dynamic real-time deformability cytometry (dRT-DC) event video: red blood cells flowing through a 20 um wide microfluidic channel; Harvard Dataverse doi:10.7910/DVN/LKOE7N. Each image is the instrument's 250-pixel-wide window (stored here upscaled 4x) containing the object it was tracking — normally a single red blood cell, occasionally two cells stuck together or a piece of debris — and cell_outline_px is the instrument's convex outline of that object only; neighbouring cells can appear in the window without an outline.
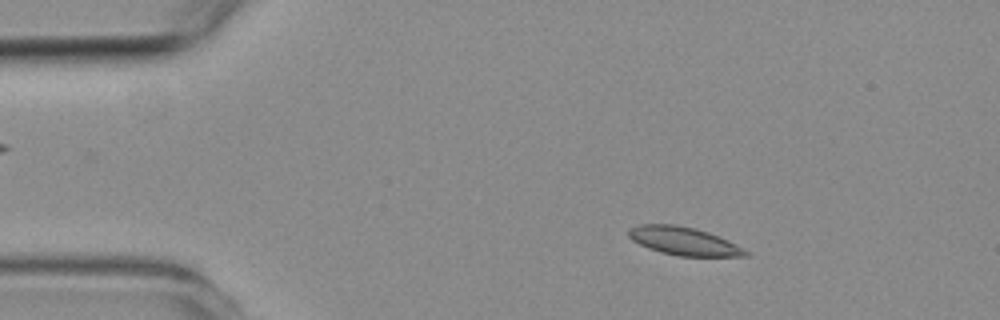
{"species": "common noctule bat (a hibernating species)", "species_latin": "Nyctalus noctula", "temperature_condition": "room temperature", "stored_images_in_passage": 6, "camera_frame_rate_fps": 3000, "um_per_image_px": 0.085, "animal": {"sex": "female", "body_mass_g": 19.3, "forearm_length_mm": 54.1}, "frame": {"image": 1, "passage_image": 2, "time_ms": 1.333, "image_size_px": [1000, 320], "cell_outline_px": [[748, 256], [676, 256], [660, 252], [648, 248], [632, 240], [628, 236], [628, 228], [640, 224], [676, 224], [696, 228], [708, 232], [728, 240], [748, 252]], "centroid_in_image_um": [58.07, 20.48], "position_along_channel_um": 26.9, "area_um2": 19.19}}
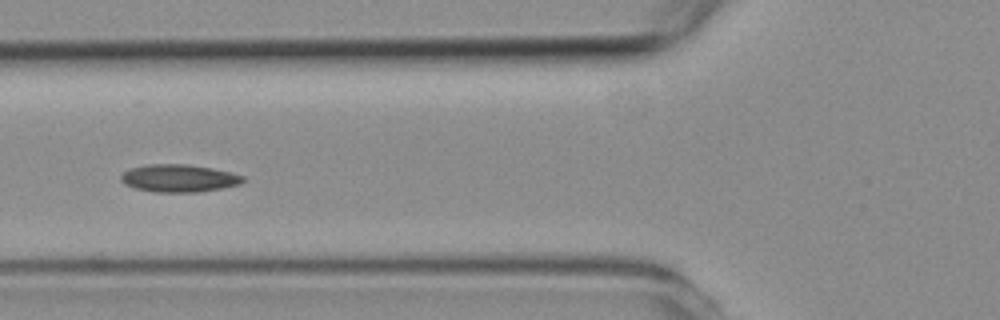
{"frame": {"image": 2, "passage_image": 5, "time_ms": 5.0, "image_size_px": [1000, 320], "cell_outline_px": [[244, 180], [240, 184], [220, 188], [196, 192], [156, 192], [136, 188], [124, 184], [120, 180], [120, 176], [128, 168], [144, 164], [188, 164], [212, 168], [232, 172], [244, 176]], "centroid_in_image_um": [15.18, 15.13], "position_along_channel_um": 110.6, "area_um2": 19.71}}
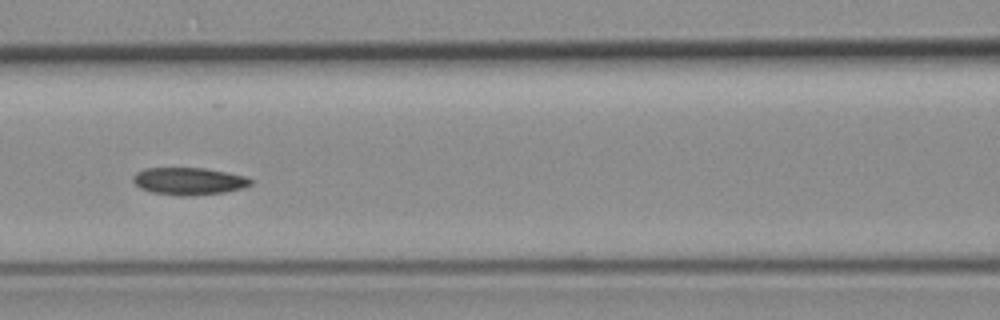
{"frame": {"image": 3, "passage_image": 6, "time_ms": 6.0, "image_size_px": [1000, 320], "cell_outline_px": [[252, 184], [244, 188], [224, 192], [188, 196], [180, 196], [152, 192], [140, 188], [132, 180], [132, 176], [136, 172], [144, 168], [204, 168], [244, 176], [252, 180]], "centroid_in_image_um": [16.02, 15.4], "position_along_channel_um": 150.6, "area_um2": 18.67}}